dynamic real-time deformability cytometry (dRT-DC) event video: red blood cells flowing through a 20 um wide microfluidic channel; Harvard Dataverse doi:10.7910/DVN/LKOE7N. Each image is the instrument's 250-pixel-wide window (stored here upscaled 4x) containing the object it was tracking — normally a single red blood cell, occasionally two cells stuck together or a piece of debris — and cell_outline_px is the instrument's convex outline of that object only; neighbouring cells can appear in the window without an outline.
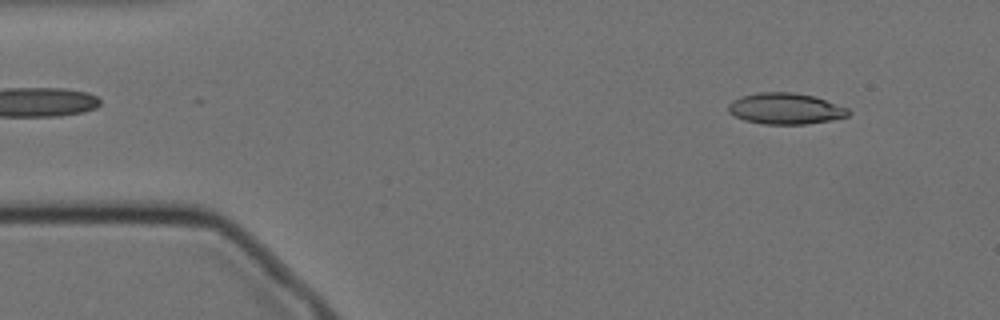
{"species": "Egyptian fruit bat (a non-hibernating species)", "species_latin": "Rousettus aegyptiacus", "temperature_condition": "cold", "stored_images_in_passage": 56, "camera_frame_rate_fps": 3000, "um_per_image_px": 0.085, "animal": {"sex": "female"}, "frame": {"image": 1, "passage_image": 5, "time_ms": 1.333, "image_size_px": [1000, 320], "cell_outline_px": [[852, 112], [848, 116], [832, 120], [808, 124], [764, 124], [744, 120], [728, 112], [728, 104], [732, 100], [756, 92], [792, 92], [816, 96], [848, 108]], "centroid_in_image_um": [66.79, 9.23], "position_along_channel_um": 18.2, "area_um2": 21.96}}
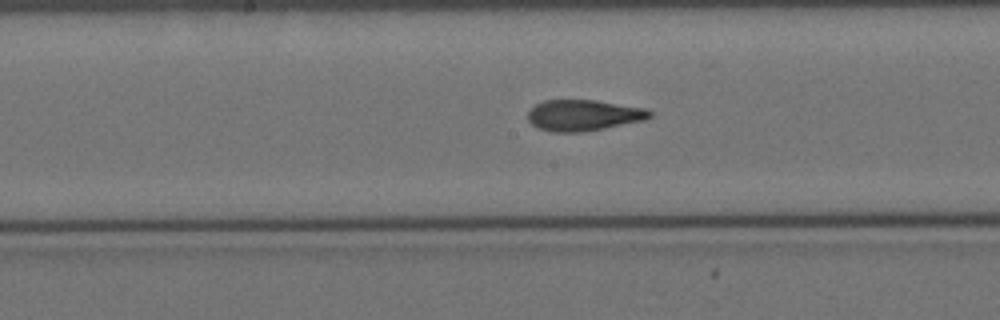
{"frame": {"image": 2, "passage_image": 27, "time_ms": 8.667, "image_size_px": [1000, 320], "cell_outline_px": [[652, 116], [644, 120], [584, 132], [552, 132], [540, 128], [532, 124], [528, 120], [528, 112], [536, 104], [544, 100], [596, 100], [644, 108], [652, 112]], "centroid_in_image_um": [49.59, 9.8], "position_along_channel_um": 198.6, "area_um2": 21.91}}
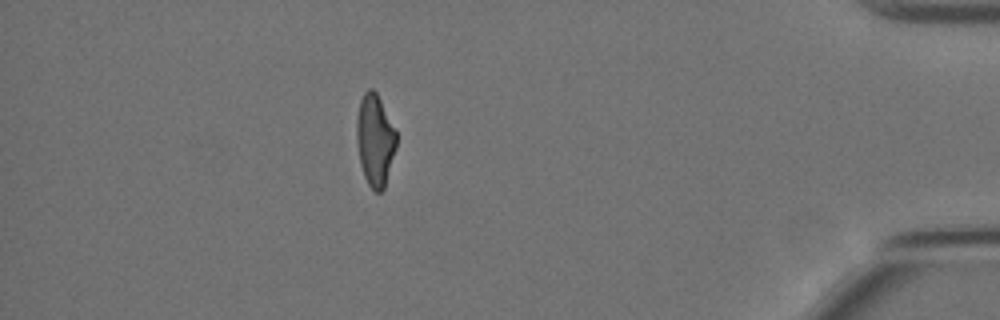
{"frame": {"image": 3, "passage_image": 49, "time_ms": 16.0, "image_size_px": [1000, 320], "cell_outline_px": [[396, 148], [384, 188], [380, 192], [376, 192], [368, 184], [364, 176], [360, 164], [356, 140], [356, 116], [360, 100], [364, 92], [368, 88], [372, 88], [376, 92], [396, 132]], "centroid_in_image_um": [31.85, 11.9], "position_along_channel_um": 403.4, "area_um2": 21.15}, "authors_computed_cell_mechanics": {"area_um2": 22.1374, "velocity_mm_per_s": 3.5074, "shape_relaxation_time_tau1_ms": 11.1044, "shape_relaxation_time_tau2_ms": 1.8828, "deformation_change_tau1": 0.2634, "deformation_change_tau2": 0.0798}}